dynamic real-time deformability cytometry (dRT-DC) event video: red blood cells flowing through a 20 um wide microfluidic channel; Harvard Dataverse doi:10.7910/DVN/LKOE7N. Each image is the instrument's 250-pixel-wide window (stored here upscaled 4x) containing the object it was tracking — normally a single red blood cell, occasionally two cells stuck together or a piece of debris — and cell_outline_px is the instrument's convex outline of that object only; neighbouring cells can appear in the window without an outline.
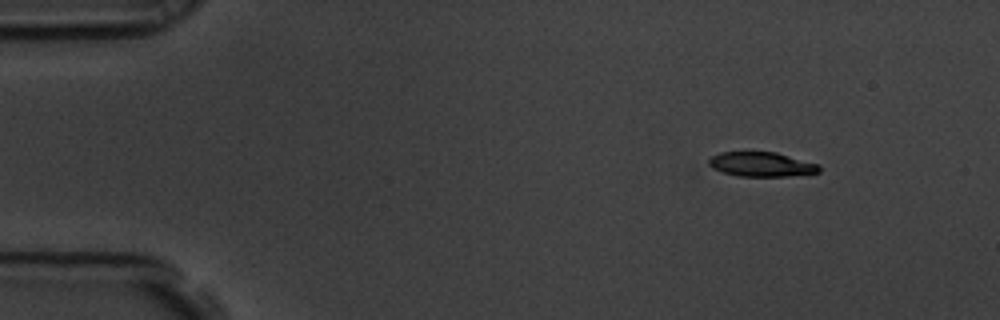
{"species": "common noctule bat (a hibernating species)", "species_latin": "Nyctalus noctula", "temperature_condition": "room temperature", "stored_images_in_passage": 52, "camera_frame_rate_fps": 3000, "um_per_image_px": 0.085, "animal": {"sex": "male", "body_mass_g": 19.5, "forearm_length_mm": 54.6}, "frame": {"image": 1, "passage_image": 1, "time_ms": 0.0, "image_size_px": [1000, 320], "cell_outline_px": [[820, 172], [788, 176], [736, 176], [712, 168], [708, 164], [708, 160], [712, 156], [720, 152], [776, 152], [820, 164]], "centroid_in_image_um": [64.73, 13.96], "position_along_channel_um": 20.3, "area_um2": 15.78}}
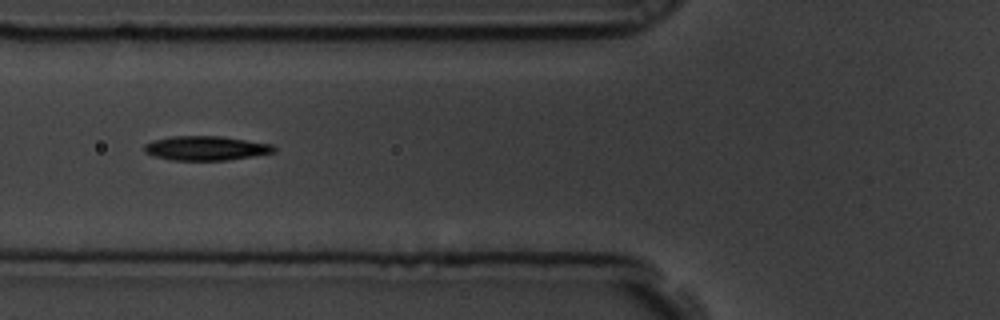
{"frame": {"image": 2, "passage_image": 16, "time_ms": 5.0, "image_size_px": [1000, 320], "cell_outline_px": [[276, 152], [228, 160], [172, 160], [152, 156], [144, 152], [144, 144], [156, 140], [172, 136], [220, 136], [272, 144], [276, 148]], "centroid_in_image_um": [17.5, 12.6], "position_along_channel_um": 108.3, "area_um2": 18.32}}
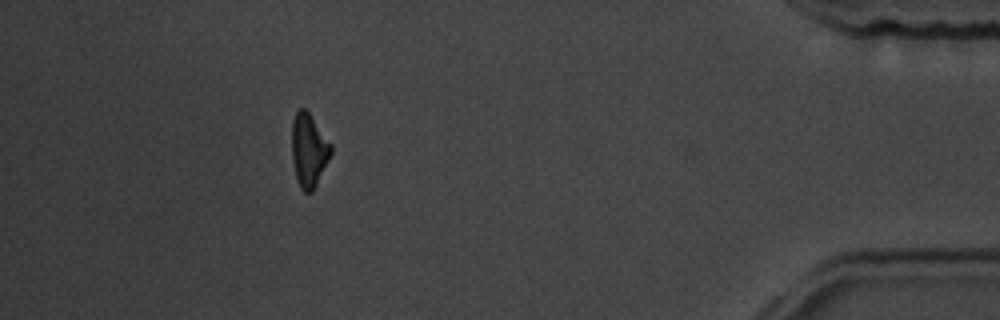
{"frame": {"image": 3, "passage_image": 46, "time_ms": 15.0, "image_size_px": [1000, 320], "cell_outline_px": [[332, 152], [312, 192], [304, 192], [300, 188], [296, 180], [292, 160], [292, 120], [296, 112], [300, 108], [304, 108], [308, 112], [332, 144]], "centroid_in_image_um": [26.23, 12.77], "position_along_channel_um": 409.0, "area_um2": 16.65}, "authors_computed_cell_mechanics": {"area_um2": 17.34, "velocity_mm_per_s": 3.5499, "shape_relaxation_time_tau1_ms": 3.0065, "shape_relaxation_time_tau2_ms": null, "deformation_change_tau1": 0.1162, "deformation_change_tau2": null}}